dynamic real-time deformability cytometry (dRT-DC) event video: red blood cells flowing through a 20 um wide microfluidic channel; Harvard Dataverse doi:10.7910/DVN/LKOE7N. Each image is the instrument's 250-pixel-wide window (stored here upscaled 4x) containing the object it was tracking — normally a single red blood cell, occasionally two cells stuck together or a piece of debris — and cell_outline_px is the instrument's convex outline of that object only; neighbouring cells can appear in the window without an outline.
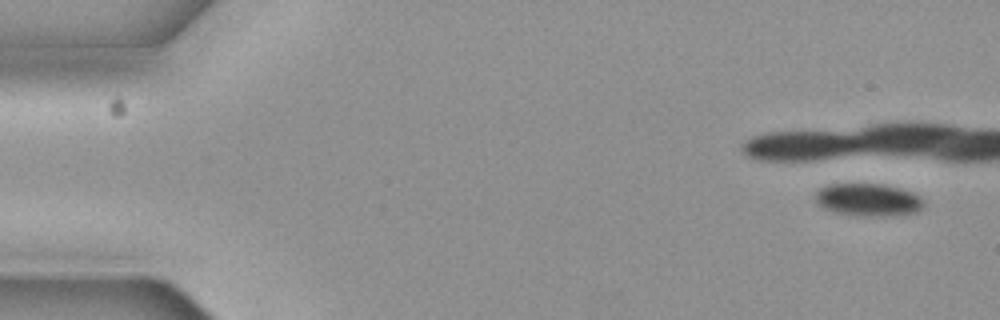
{"species": "common noctule bat (a hibernating species)", "species_latin": "Nyctalus noctula", "temperature_condition": "cold", "stored_images_in_passage": 9, "camera_frame_rate_fps": 3000, "um_per_image_px": 0.085, "animal": {"sex": "female", "body_mass_g": 19.3, "forearm_length_mm": 54.1}, "frame": {"image": 1, "passage_image": 1, "time_ms": 0.0, "image_size_px": [1000, 320], "cell_outline_px": [[924, 204], [920, 212], [900, 216], [860, 216], [836, 212], [824, 208], [816, 200], [816, 192], [820, 188], [832, 184], [876, 184], [896, 188], [908, 192], [916, 196]], "centroid_in_image_um": [73.8, 17.02], "position_along_channel_um": 11.2, "area_um2": 20.23}}